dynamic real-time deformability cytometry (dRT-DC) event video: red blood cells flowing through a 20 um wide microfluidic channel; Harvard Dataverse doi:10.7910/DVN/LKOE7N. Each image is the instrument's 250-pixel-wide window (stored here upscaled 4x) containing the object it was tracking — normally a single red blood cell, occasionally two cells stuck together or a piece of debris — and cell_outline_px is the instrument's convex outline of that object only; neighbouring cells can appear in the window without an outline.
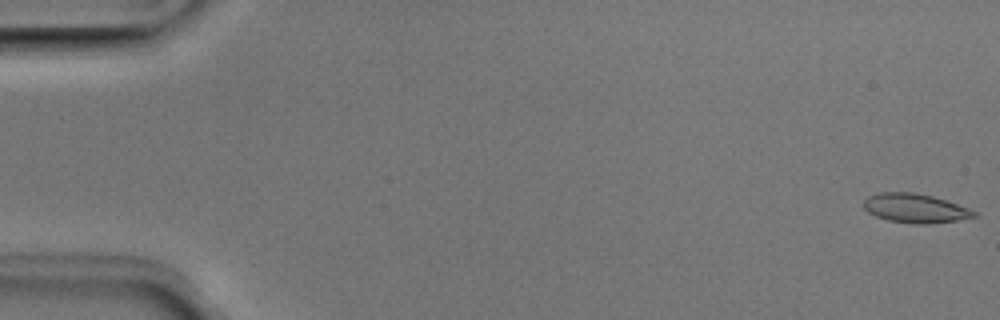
{"species": "Egyptian fruit bat (a non-hibernating species)", "species_latin": "Rousettus aegyptiacus", "temperature_condition": "room temperature", "stored_images_in_passage": 51, "camera_frame_rate_fps": 3000, "um_per_image_px": 0.085, "animal": {"sex": "male"}, "frame": {"image": 1, "passage_image": 1, "time_ms": 0.0, "image_size_px": [1000, 320], "cell_outline_px": [[980, 216], [956, 220], [928, 224], [912, 224], [888, 220], [876, 216], [868, 212], [864, 208], [864, 200], [868, 196], [880, 192], [912, 192], [932, 196], [968, 208], [976, 212]], "centroid_in_image_um": [77.78, 17.7], "position_along_channel_um": 7.2, "area_um2": 18.61}}
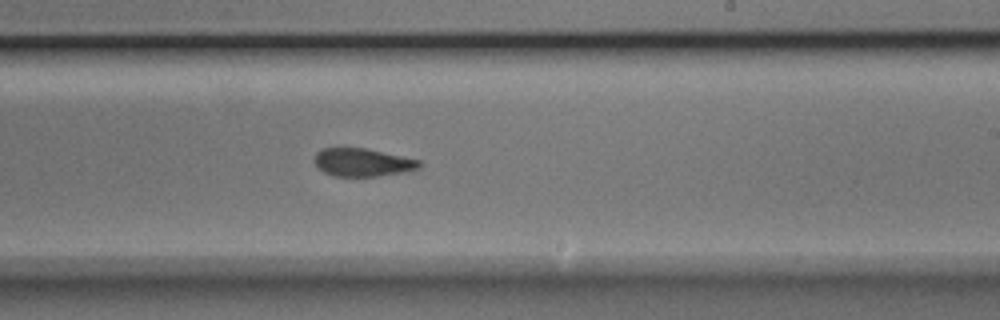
{"frame": {"image": 2, "passage_image": 31, "time_ms": 10.0, "image_size_px": [1000, 320], "cell_outline_px": [[420, 168], [400, 172], [376, 176], [332, 176], [324, 172], [316, 164], [316, 152], [320, 148], [364, 148], [420, 160]], "centroid_in_image_um": [30.79, 13.8], "position_along_channel_um": 258.2, "area_um2": 16.76}}
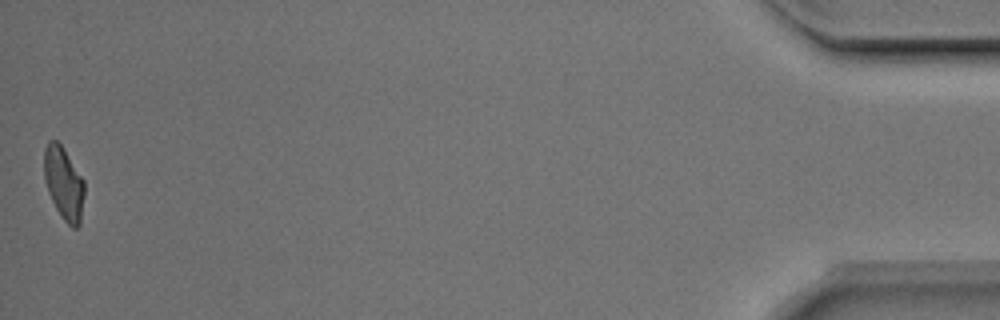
{"frame": {"image": 3, "passage_image": 51, "time_ms": 16.667, "image_size_px": [1000, 320], "cell_outline_px": [[84, 196], [80, 224], [76, 228], [72, 228], [64, 220], [56, 208], [48, 192], [44, 176], [44, 148], [48, 140], [56, 140], [60, 144], [84, 180]], "centroid_in_image_um": [5.42, 15.59], "position_along_channel_um": 429.8, "area_um2": 16.94}, "authors_computed_cell_mechanics": {"area_um2": 18.1492, "velocity_mm_per_s": 3.9885, "shape_relaxation_time_tau1_ms": 3.1127, "shape_relaxation_time_tau2_ms": 1.7679, "deformation_change_tau1": 0.1199, "deformation_change_tau2": 0.0784}}